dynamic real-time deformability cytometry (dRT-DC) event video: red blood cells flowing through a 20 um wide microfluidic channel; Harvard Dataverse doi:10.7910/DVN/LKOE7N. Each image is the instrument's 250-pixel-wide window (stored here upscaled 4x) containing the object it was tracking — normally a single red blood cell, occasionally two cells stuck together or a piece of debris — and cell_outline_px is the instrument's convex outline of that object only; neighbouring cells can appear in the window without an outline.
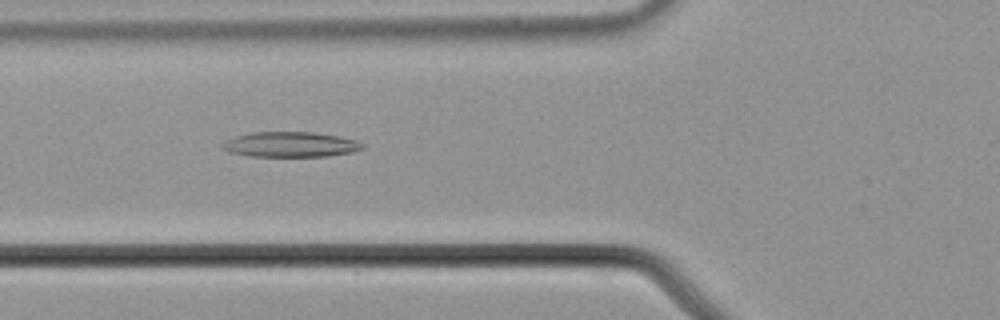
{"species": "common noctule bat (a hibernating species)", "species_latin": "Nyctalus noctula", "temperature_condition": "cold", "stored_images_in_passage": 55, "camera_frame_rate_fps": 3000, "um_per_image_px": 0.085, "animal": {"sex": "male", "body_mass_g": 21.5, "forearm_length_mm": 52.0}, "frame": {"image": 1, "passage_image": 21, "time_ms": 6.667, "image_size_px": [1000, 320], "cell_outline_px": [[364, 148], [352, 152], [324, 156], [248, 156], [228, 152], [220, 148], [220, 144], [236, 136], [252, 132], [312, 132], [336, 136], [356, 140], [364, 144]], "centroid_in_image_um": [24.64, 12.28], "position_along_channel_um": 101.2, "area_um2": 20.46}}
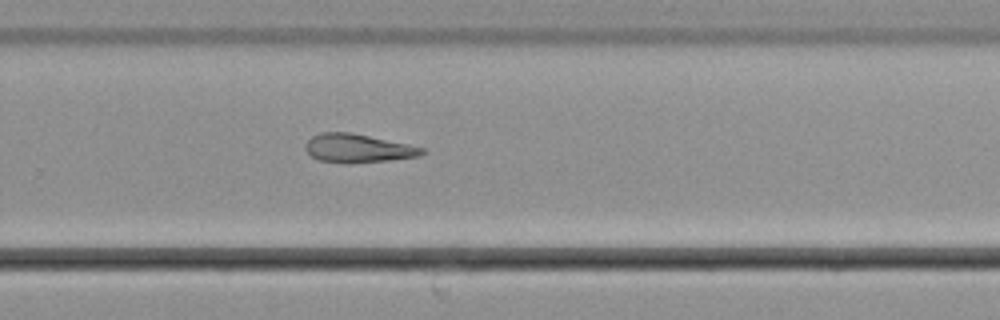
{"frame": {"image": 2, "passage_image": 37, "time_ms": 12.0, "image_size_px": [1000, 320], "cell_outline_px": [[428, 152], [416, 156], [388, 160], [320, 160], [312, 156], [304, 148], [304, 144], [312, 136], [320, 132], [348, 132], [408, 144], [424, 148]], "centroid_in_image_um": [30.41, 12.55], "position_along_channel_um": 299.4, "area_um2": 18.26}}
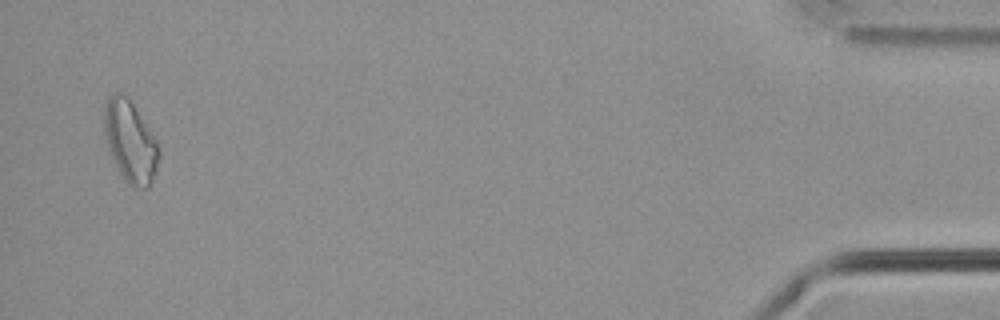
{"frame": {"image": 3, "passage_image": 54, "time_ms": 17.667, "image_size_px": [1000, 320], "cell_outline_px": [[160, 156], [156, 172], [152, 184], [148, 188], [136, 188], [128, 184], [120, 172], [104, 140], [104, 104], [108, 96], [116, 92], [128, 96], [152, 136], [160, 152]], "centroid_in_image_um": [11.05, 12.05], "position_along_channel_um": 424.2, "area_um2": 25.72}, "authors_computed_cell_mechanics": {"area_um2": 21.0392, "velocity_mm_per_s": 3.7158, "shape_relaxation_time_tau1_ms": null, "shape_relaxation_time_tau2_ms": 6.996, "deformation_change_tau1": null, "deformation_change_tau2": 0.1986}}